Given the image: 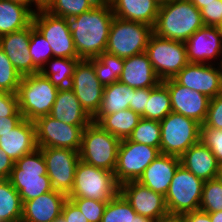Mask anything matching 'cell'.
Listing matches in <instances>:
<instances>
[{"instance_id":"e0dca14e","label":"cell","mask_w":222,"mask_h":222,"mask_svg":"<svg viewBox=\"0 0 222 222\" xmlns=\"http://www.w3.org/2000/svg\"><path fill=\"white\" fill-rule=\"evenodd\" d=\"M162 83L169 90L172 112L184 115L203 125L207 117L210 98L178 84L174 79H167Z\"/></svg>"},{"instance_id":"8992f818","label":"cell","mask_w":222,"mask_h":222,"mask_svg":"<svg viewBox=\"0 0 222 222\" xmlns=\"http://www.w3.org/2000/svg\"><path fill=\"white\" fill-rule=\"evenodd\" d=\"M120 192L114 172L86 164L79 160L74 184L68 198H91L110 201Z\"/></svg>"},{"instance_id":"4dcf8cb0","label":"cell","mask_w":222,"mask_h":222,"mask_svg":"<svg viewBox=\"0 0 222 222\" xmlns=\"http://www.w3.org/2000/svg\"><path fill=\"white\" fill-rule=\"evenodd\" d=\"M79 60L80 59L52 57L45 63V66L40 69V73L44 77H47L58 89L68 88Z\"/></svg>"},{"instance_id":"5b68a950","label":"cell","mask_w":222,"mask_h":222,"mask_svg":"<svg viewBox=\"0 0 222 222\" xmlns=\"http://www.w3.org/2000/svg\"><path fill=\"white\" fill-rule=\"evenodd\" d=\"M120 142L92 121L83 129L79 158L86 164L114 172Z\"/></svg>"},{"instance_id":"f5cc1de1","label":"cell","mask_w":222,"mask_h":222,"mask_svg":"<svg viewBox=\"0 0 222 222\" xmlns=\"http://www.w3.org/2000/svg\"><path fill=\"white\" fill-rule=\"evenodd\" d=\"M19 4H22L26 7H28L34 14L43 8V6L37 1V0H10ZM35 5V9L31 8L33 5Z\"/></svg>"},{"instance_id":"7a4b0ae2","label":"cell","mask_w":222,"mask_h":222,"mask_svg":"<svg viewBox=\"0 0 222 222\" xmlns=\"http://www.w3.org/2000/svg\"><path fill=\"white\" fill-rule=\"evenodd\" d=\"M204 26L200 10L190 0H172L159 7L153 33L162 38L186 42Z\"/></svg>"},{"instance_id":"94428289","label":"cell","mask_w":222,"mask_h":222,"mask_svg":"<svg viewBox=\"0 0 222 222\" xmlns=\"http://www.w3.org/2000/svg\"><path fill=\"white\" fill-rule=\"evenodd\" d=\"M53 222H64V221L60 218V219L55 220V221H53Z\"/></svg>"},{"instance_id":"d6986e66","label":"cell","mask_w":222,"mask_h":222,"mask_svg":"<svg viewBox=\"0 0 222 222\" xmlns=\"http://www.w3.org/2000/svg\"><path fill=\"white\" fill-rule=\"evenodd\" d=\"M120 193L138 215L155 220L168 212L165 196L154 192L138 181H129L121 184Z\"/></svg>"},{"instance_id":"f546056e","label":"cell","mask_w":222,"mask_h":222,"mask_svg":"<svg viewBox=\"0 0 222 222\" xmlns=\"http://www.w3.org/2000/svg\"><path fill=\"white\" fill-rule=\"evenodd\" d=\"M134 88L116 81L104 87L100 109L96 115H110L129 108Z\"/></svg>"},{"instance_id":"8d00e7d4","label":"cell","mask_w":222,"mask_h":222,"mask_svg":"<svg viewBox=\"0 0 222 222\" xmlns=\"http://www.w3.org/2000/svg\"><path fill=\"white\" fill-rule=\"evenodd\" d=\"M136 215L130 203L119 192L107 202L101 222H132Z\"/></svg>"},{"instance_id":"f907efd6","label":"cell","mask_w":222,"mask_h":222,"mask_svg":"<svg viewBox=\"0 0 222 222\" xmlns=\"http://www.w3.org/2000/svg\"><path fill=\"white\" fill-rule=\"evenodd\" d=\"M185 222H211L210 214L201 210L183 214Z\"/></svg>"},{"instance_id":"db71d44e","label":"cell","mask_w":222,"mask_h":222,"mask_svg":"<svg viewBox=\"0 0 222 222\" xmlns=\"http://www.w3.org/2000/svg\"><path fill=\"white\" fill-rule=\"evenodd\" d=\"M199 10L205 6V4H209L216 0H190Z\"/></svg>"},{"instance_id":"836d02e7","label":"cell","mask_w":222,"mask_h":222,"mask_svg":"<svg viewBox=\"0 0 222 222\" xmlns=\"http://www.w3.org/2000/svg\"><path fill=\"white\" fill-rule=\"evenodd\" d=\"M172 112L168 88L161 82L155 88H150V97L145 108V119L162 121Z\"/></svg>"},{"instance_id":"d4e9b609","label":"cell","mask_w":222,"mask_h":222,"mask_svg":"<svg viewBox=\"0 0 222 222\" xmlns=\"http://www.w3.org/2000/svg\"><path fill=\"white\" fill-rule=\"evenodd\" d=\"M180 162L203 181L219 177L220 165L211 150L201 141L191 146L180 157Z\"/></svg>"},{"instance_id":"1f68e13d","label":"cell","mask_w":222,"mask_h":222,"mask_svg":"<svg viewBox=\"0 0 222 222\" xmlns=\"http://www.w3.org/2000/svg\"><path fill=\"white\" fill-rule=\"evenodd\" d=\"M22 201L19 192L7 180L0 181V222H21Z\"/></svg>"},{"instance_id":"9f6ffc18","label":"cell","mask_w":222,"mask_h":222,"mask_svg":"<svg viewBox=\"0 0 222 222\" xmlns=\"http://www.w3.org/2000/svg\"><path fill=\"white\" fill-rule=\"evenodd\" d=\"M154 220L150 219V218H147V217H144V216H141V215H136L132 222H153Z\"/></svg>"},{"instance_id":"7402d4cb","label":"cell","mask_w":222,"mask_h":222,"mask_svg":"<svg viewBox=\"0 0 222 222\" xmlns=\"http://www.w3.org/2000/svg\"><path fill=\"white\" fill-rule=\"evenodd\" d=\"M180 164V157L160 154L145 169L137 181L154 192L165 196L173 179L174 173Z\"/></svg>"},{"instance_id":"7c38bea8","label":"cell","mask_w":222,"mask_h":222,"mask_svg":"<svg viewBox=\"0 0 222 222\" xmlns=\"http://www.w3.org/2000/svg\"><path fill=\"white\" fill-rule=\"evenodd\" d=\"M32 23L50 44L53 57L80 59L66 18L54 16L42 8L33 15Z\"/></svg>"},{"instance_id":"f1b7e54d","label":"cell","mask_w":222,"mask_h":222,"mask_svg":"<svg viewBox=\"0 0 222 222\" xmlns=\"http://www.w3.org/2000/svg\"><path fill=\"white\" fill-rule=\"evenodd\" d=\"M141 116L130 108L110 115H95L92 121L120 140L128 139Z\"/></svg>"},{"instance_id":"ee69618b","label":"cell","mask_w":222,"mask_h":222,"mask_svg":"<svg viewBox=\"0 0 222 222\" xmlns=\"http://www.w3.org/2000/svg\"><path fill=\"white\" fill-rule=\"evenodd\" d=\"M203 125L207 128L222 130V92L210 99L207 117Z\"/></svg>"},{"instance_id":"3957f363","label":"cell","mask_w":222,"mask_h":222,"mask_svg":"<svg viewBox=\"0 0 222 222\" xmlns=\"http://www.w3.org/2000/svg\"><path fill=\"white\" fill-rule=\"evenodd\" d=\"M8 180L19 192L22 204L53 191L40 148L16 160Z\"/></svg>"},{"instance_id":"9c48e42d","label":"cell","mask_w":222,"mask_h":222,"mask_svg":"<svg viewBox=\"0 0 222 222\" xmlns=\"http://www.w3.org/2000/svg\"><path fill=\"white\" fill-rule=\"evenodd\" d=\"M145 53L161 81L173 79L189 63L185 42L154 33L149 37Z\"/></svg>"},{"instance_id":"e575fe53","label":"cell","mask_w":222,"mask_h":222,"mask_svg":"<svg viewBox=\"0 0 222 222\" xmlns=\"http://www.w3.org/2000/svg\"><path fill=\"white\" fill-rule=\"evenodd\" d=\"M99 2V0H49L43 9L54 16L70 18L91 10Z\"/></svg>"},{"instance_id":"603a6c76","label":"cell","mask_w":222,"mask_h":222,"mask_svg":"<svg viewBox=\"0 0 222 222\" xmlns=\"http://www.w3.org/2000/svg\"><path fill=\"white\" fill-rule=\"evenodd\" d=\"M119 81L134 89L155 88L162 82L145 52L124 58Z\"/></svg>"},{"instance_id":"ab89813d","label":"cell","mask_w":222,"mask_h":222,"mask_svg":"<svg viewBox=\"0 0 222 222\" xmlns=\"http://www.w3.org/2000/svg\"><path fill=\"white\" fill-rule=\"evenodd\" d=\"M21 78L5 52L0 48V91L16 94Z\"/></svg>"},{"instance_id":"ffe728a7","label":"cell","mask_w":222,"mask_h":222,"mask_svg":"<svg viewBox=\"0 0 222 222\" xmlns=\"http://www.w3.org/2000/svg\"><path fill=\"white\" fill-rule=\"evenodd\" d=\"M31 25L20 31L0 37V48L5 52L16 71L23 76L39 73L30 56Z\"/></svg>"},{"instance_id":"277c9868","label":"cell","mask_w":222,"mask_h":222,"mask_svg":"<svg viewBox=\"0 0 222 222\" xmlns=\"http://www.w3.org/2000/svg\"><path fill=\"white\" fill-rule=\"evenodd\" d=\"M58 91L40 72L23 76L16 94L24 119L34 122L39 117L49 115Z\"/></svg>"},{"instance_id":"680465c9","label":"cell","mask_w":222,"mask_h":222,"mask_svg":"<svg viewBox=\"0 0 222 222\" xmlns=\"http://www.w3.org/2000/svg\"><path fill=\"white\" fill-rule=\"evenodd\" d=\"M37 1L44 7L49 0H37Z\"/></svg>"},{"instance_id":"ac0fdd59","label":"cell","mask_w":222,"mask_h":222,"mask_svg":"<svg viewBox=\"0 0 222 222\" xmlns=\"http://www.w3.org/2000/svg\"><path fill=\"white\" fill-rule=\"evenodd\" d=\"M185 45L189 63L212 64V60L222 58L221 27L204 26L189 37ZM217 64L222 65V59Z\"/></svg>"},{"instance_id":"681fc988","label":"cell","mask_w":222,"mask_h":222,"mask_svg":"<svg viewBox=\"0 0 222 222\" xmlns=\"http://www.w3.org/2000/svg\"><path fill=\"white\" fill-rule=\"evenodd\" d=\"M24 117H1L0 118V137L2 134L12 131L16 128L22 121Z\"/></svg>"},{"instance_id":"4fadbf2b","label":"cell","mask_w":222,"mask_h":222,"mask_svg":"<svg viewBox=\"0 0 222 222\" xmlns=\"http://www.w3.org/2000/svg\"><path fill=\"white\" fill-rule=\"evenodd\" d=\"M69 87L82 108L93 118L100 109L104 93V86L96 76L94 58L78 61Z\"/></svg>"},{"instance_id":"6f0895ef","label":"cell","mask_w":222,"mask_h":222,"mask_svg":"<svg viewBox=\"0 0 222 222\" xmlns=\"http://www.w3.org/2000/svg\"><path fill=\"white\" fill-rule=\"evenodd\" d=\"M159 6L163 5V4H167L172 0H154Z\"/></svg>"},{"instance_id":"83f0119b","label":"cell","mask_w":222,"mask_h":222,"mask_svg":"<svg viewBox=\"0 0 222 222\" xmlns=\"http://www.w3.org/2000/svg\"><path fill=\"white\" fill-rule=\"evenodd\" d=\"M33 15L34 13L22 4L0 0V37L30 26Z\"/></svg>"},{"instance_id":"91938a15","label":"cell","mask_w":222,"mask_h":222,"mask_svg":"<svg viewBox=\"0 0 222 222\" xmlns=\"http://www.w3.org/2000/svg\"><path fill=\"white\" fill-rule=\"evenodd\" d=\"M219 178L222 180V165L220 166Z\"/></svg>"},{"instance_id":"484cf974","label":"cell","mask_w":222,"mask_h":222,"mask_svg":"<svg viewBox=\"0 0 222 222\" xmlns=\"http://www.w3.org/2000/svg\"><path fill=\"white\" fill-rule=\"evenodd\" d=\"M49 115L73 126H88L92 122L70 87L59 89Z\"/></svg>"},{"instance_id":"816d5d0a","label":"cell","mask_w":222,"mask_h":222,"mask_svg":"<svg viewBox=\"0 0 222 222\" xmlns=\"http://www.w3.org/2000/svg\"><path fill=\"white\" fill-rule=\"evenodd\" d=\"M153 222H185L183 214L167 212L159 216Z\"/></svg>"},{"instance_id":"7dc6e473","label":"cell","mask_w":222,"mask_h":222,"mask_svg":"<svg viewBox=\"0 0 222 222\" xmlns=\"http://www.w3.org/2000/svg\"><path fill=\"white\" fill-rule=\"evenodd\" d=\"M61 219L64 222H89L70 199H67L63 205Z\"/></svg>"},{"instance_id":"9a60e30c","label":"cell","mask_w":222,"mask_h":222,"mask_svg":"<svg viewBox=\"0 0 222 222\" xmlns=\"http://www.w3.org/2000/svg\"><path fill=\"white\" fill-rule=\"evenodd\" d=\"M46 162L47 175L55 191L68 195L74 184L75 169L80 160L73 149L40 148Z\"/></svg>"},{"instance_id":"44dd1931","label":"cell","mask_w":222,"mask_h":222,"mask_svg":"<svg viewBox=\"0 0 222 222\" xmlns=\"http://www.w3.org/2000/svg\"><path fill=\"white\" fill-rule=\"evenodd\" d=\"M68 196L59 191H49L25 201L21 222H53L61 218L62 208Z\"/></svg>"},{"instance_id":"7bdbcfd3","label":"cell","mask_w":222,"mask_h":222,"mask_svg":"<svg viewBox=\"0 0 222 222\" xmlns=\"http://www.w3.org/2000/svg\"><path fill=\"white\" fill-rule=\"evenodd\" d=\"M200 13L205 26H222V0L205 4V6L200 9Z\"/></svg>"},{"instance_id":"ba28073f","label":"cell","mask_w":222,"mask_h":222,"mask_svg":"<svg viewBox=\"0 0 222 222\" xmlns=\"http://www.w3.org/2000/svg\"><path fill=\"white\" fill-rule=\"evenodd\" d=\"M200 127L195 120L170 112L160 121V153L181 157L200 141Z\"/></svg>"},{"instance_id":"bcb514c9","label":"cell","mask_w":222,"mask_h":222,"mask_svg":"<svg viewBox=\"0 0 222 222\" xmlns=\"http://www.w3.org/2000/svg\"><path fill=\"white\" fill-rule=\"evenodd\" d=\"M150 97V88L134 89L129 108L145 119V108Z\"/></svg>"},{"instance_id":"d590c367","label":"cell","mask_w":222,"mask_h":222,"mask_svg":"<svg viewBox=\"0 0 222 222\" xmlns=\"http://www.w3.org/2000/svg\"><path fill=\"white\" fill-rule=\"evenodd\" d=\"M129 141L156 147L160 150V121L141 118L128 137Z\"/></svg>"},{"instance_id":"74e56055","label":"cell","mask_w":222,"mask_h":222,"mask_svg":"<svg viewBox=\"0 0 222 222\" xmlns=\"http://www.w3.org/2000/svg\"><path fill=\"white\" fill-rule=\"evenodd\" d=\"M199 210L206 213L222 211V180L219 177L204 181Z\"/></svg>"},{"instance_id":"52a82bcc","label":"cell","mask_w":222,"mask_h":222,"mask_svg":"<svg viewBox=\"0 0 222 222\" xmlns=\"http://www.w3.org/2000/svg\"><path fill=\"white\" fill-rule=\"evenodd\" d=\"M152 33L153 27L150 25L114 16L105 52L120 58L144 53Z\"/></svg>"},{"instance_id":"cb8c5ba5","label":"cell","mask_w":222,"mask_h":222,"mask_svg":"<svg viewBox=\"0 0 222 222\" xmlns=\"http://www.w3.org/2000/svg\"><path fill=\"white\" fill-rule=\"evenodd\" d=\"M0 148L15 162L38 148L33 121L24 119L12 131L2 134Z\"/></svg>"},{"instance_id":"6125c7cd","label":"cell","mask_w":222,"mask_h":222,"mask_svg":"<svg viewBox=\"0 0 222 222\" xmlns=\"http://www.w3.org/2000/svg\"><path fill=\"white\" fill-rule=\"evenodd\" d=\"M101 2H110L111 0H99Z\"/></svg>"},{"instance_id":"30bf717a","label":"cell","mask_w":222,"mask_h":222,"mask_svg":"<svg viewBox=\"0 0 222 222\" xmlns=\"http://www.w3.org/2000/svg\"><path fill=\"white\" fill-rule=\"evenodd\" d=\"M203 184L202 179L180 164L165 195L168 212L185 214L199 210Z\"/></svg>"},{"instance_id":"b9f144b4","label":"cell","mask_w":222,"mask_h":222,"mask_svg":"<svg viewBox=\"0 0 222 222\" xmlns=\"http://www.w3.org/2000/svg\"><path fill=\"white\" fill-rule=\"evenodd\" d=\"M200 141L207 146L216 157L219 165H222V130L200 127Z\"/></svg>"},{"instance_id":"5bb4252c","label":"cell","mask_w":222,"mask_h":222,"mask_svg":"<svg viewBox=\"0 0 222 222\" xmlns=\"http://www.w3.org/2000/svg\"><path fill=\"white\" fill-rule=\"evenodd\" d=\"M38 148L54 147L79 151L82 132L86 126H73L50 115L34 121Z\"/></svg>"},{"instance_id":"4316f807","label":"cell","mask_w":222,"mask_h":222,"mask_svg":"<svg viewBox=\"0 0 222 222\" xmlns=\"http://www.w3.org/2000/svg\"><path fill=\"white\" fill-rule=\"evenodd\" d=\"M115 17L155 26L159 5L154 0H111Z\"/></svg>"},{"instance_id":"60d3db41","label":"cell","mask_w":222,"mask_h":222,"mask_svg":"<svg viewBox=\"0 0 222 222\" xmlns=\"http://www.w3.org/2000/svg\"><path fill=\"white\" fill-rule=\"evenodd\" d=\"M83 213L89 222H101L108 201H98L91 198H68Z\"/></svg>"},{"instance_id":"11a10c76","label":"cell","mask_w":222,"mask_h":222,"mask_svg":"<svg viewBox=\"0 0 222 222\" xmlns=\"http://www.w3.org/2000/svg\"><path fill=\"white\" fill-rule=\"evenodd\" d=\"M209 214L211 222H222V211H217Z\"/></svg>"},{"instance_id":"c3c4849f","label":"cell","mask_w":222,"mask_h":222,"mask_svg":"<svg viewBox=\"0 0 222 222\" xmlns=\"http://www.w3.org/2000/svg\"><path fill=\"white\" fill-rule=\"evenodd\" d=\"M15 162L0 148V179L7 180Z\"/></svg>"},{"instance_id":"2e32d148","label":"cell","mask_w":222,"mask_h":222,"mask_svg":"<svg viewBox=\"0 0 222 222\" xmlns=\"http://www.w3.org/2000/svg\"><path fill=\"white\" fill-rule=\"evenodd\" d=\"M188 63L173 79L210 99L222 92V65Z\"/></svg>"},{"instance_id":"6da1fadb","label":"cell","mask_w":222,"mask_h":222,"mask_svg":"<svg viewBox=\"0 0 222 222\" xmlns=\"http://www.w3.org/2000/svg\"><path fill=\"white\" fill-rule=\"evenodd\" d=\"M114 19L110 2H99L91 10L66 18L80 59L96 58L105 52Z\"/></svg>"},{"instance_id":"f35d334b","label":"cell","mask_w":222,"mask_h":222,"mask_svg":"<svg viewBox=\"0 0 222 222\" xmlns=\"http://www.w3.org/2000/svg\"><path fill=\"white\" fill-rule=\"evenodd\" d=\"M30 56L33 59V64L40 70L45 66V63L53 57V52L50 44L46 41L43 35L31 24V35L29 43Z\"/></svg>"},{"instance_id":"d6a6232c","label":"cell","mask_w":222,"mask_h":222,"mask_svg":"<svg viewBox=\"0 0 222 222\" xmlns=\"http://www.w3.org/2000/svg\"><path fill=\"white\" fill-rule=\"evenodd\" d=\"M124 67V58L103 52L94 58V68L97 79L105 87L116 81L122 74Z\"/></svg>"},{"instance_id":"8fae6325","label":"cell","mask_w":222,"mask_h":222,"mask_svg":"<svg viewBox=\"0 0 222 222\" xmlns=\"http://www.w3.org/2000/svg\"><path fill=\"white\" fill-rule=\"evenodd\" d=\"M160 150L128 139L121 140L114 171L119 185L137 181L145 169L160 155Z\"/></svg>"},{"instance_id":"f6af8a7d","label":"cell","mask_w":222,"mask_h":222,"mask_svg":"<svg viewBox=\"0 0 222 222\" xmlns=\"http://www.w3.org/2000/svg\"><path fill=\"white\" fill-rule=\"evenodd\" d=\"M1 117H23L19 110L17 94L0 91Z\"/></svg>"}]
</instances>
